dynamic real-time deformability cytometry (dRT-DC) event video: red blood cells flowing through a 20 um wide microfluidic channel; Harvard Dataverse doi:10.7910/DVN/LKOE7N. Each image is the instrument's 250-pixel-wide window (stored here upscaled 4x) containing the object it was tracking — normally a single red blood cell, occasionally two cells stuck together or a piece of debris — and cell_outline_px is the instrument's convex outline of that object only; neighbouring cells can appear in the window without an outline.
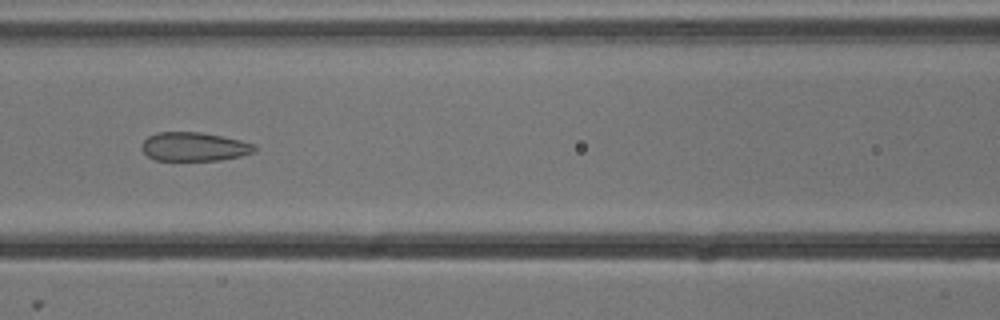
{"species": "common noctule bat (a hibernating species)", "species_latin": "Nyctalus noctula", "temperature_condition": "cold", "stored_images_in_passage": 8, "camera_frame_rate_fps": 3000, "um_per_image_px": 0.085, "animal": {"sex": "male", "body_mass_g": 13.3}, "frame": {"image": 1, "passage_image": 6, "time_ms": 1.667, "image_size_px": [1000, 320], "cell_outline_px": [[256, 152], [240, 156], [220, 160], [156, 160], [148, 156], [140, 148], [140, 144], [148, 136], [156, 132], [200, 132], [240, 140], [256, 144]], "centroid_in_image_um": [16.49, 12.46], "position_along_channel_um": 150.1, "area_um2": 19.02}}
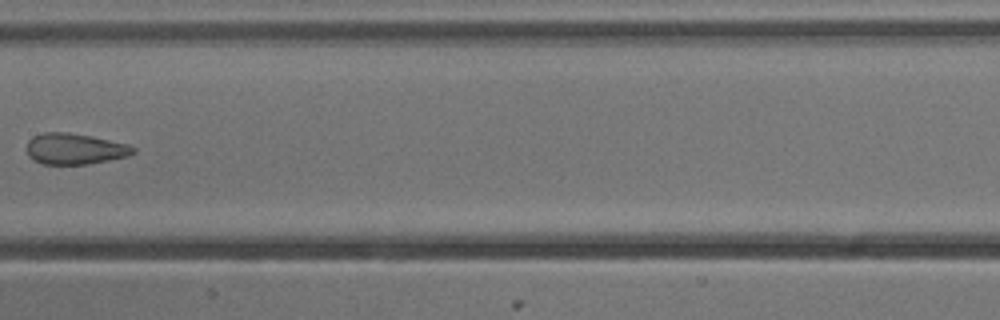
{"frame": {"image": 2, "passage_image": 7, "time_ms": 2.0, "image_size_px": [1000, 320], "cell_outline_px": [[136, 152], [128, 156], [88, 164], [40, 164], [28, 156], [28, 140], [32, 136], [44, 132], [68, 132], [92, 136], [124, 144], [136, 148]], "centroid_in_image_um": [6.33, 12.65], "position_along_channel_um": 201.1, "area_um2": 19.13}}
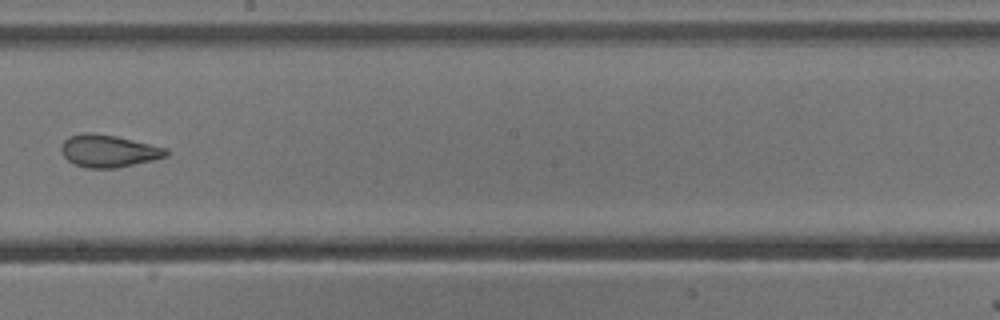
{"frame": {"image": 3, "passage_image": 8, "time_ms": 2.333, "image_size_px": [1000, 320], "cell_outline_px": [[168, 156], [152, 160], [116, 168], [88, 168], [72, 164], [64, 156], [60, 148], [64, 140], [68, 136], [84, 132], [92, 132], [116, 136], [168, 148]], "centroid_in_image_um": [9.21, 12.82], "position_along_channel_um": 239.0, "area_um2": 19.88}}